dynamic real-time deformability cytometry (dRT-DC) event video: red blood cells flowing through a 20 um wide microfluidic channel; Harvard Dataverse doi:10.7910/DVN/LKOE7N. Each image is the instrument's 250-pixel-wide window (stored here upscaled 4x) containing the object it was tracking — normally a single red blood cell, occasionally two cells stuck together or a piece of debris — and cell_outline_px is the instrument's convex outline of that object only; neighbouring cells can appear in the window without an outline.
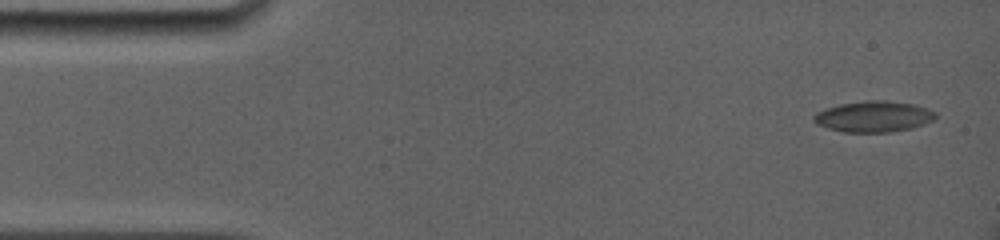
{"species": "common noctule bat (a hibernating species)", "species_latin": "Nyctalus noctula", "temperature_condition": "room temperature", "stored_images_in_passage": 6, "camera_frame_rate_fps": 5000, "um_per_image_px": 0.085, "animal": {"sex": "female", "body_mass_g": 19.0, "forearm_length_mm": 56.7}, "frame": {"image": 1, "passage_image": 1, "time_ms": 0.0, "image_size_px": [1000, 240], "cell_outline_px": [[936, 116], [932, 120], [924, 124], [912, 128], [888, 132], [844, 132], [828, 128], [816, 124], [812, 120], [812, 116], [816, 112], [840, 104], [864, 100], [884, 100], [912, 104], [936, 112]], "centroid_in_image_um": [74.22, 9.91], "position_along_channel_um": 10.8, "area_um2": 21.85}}